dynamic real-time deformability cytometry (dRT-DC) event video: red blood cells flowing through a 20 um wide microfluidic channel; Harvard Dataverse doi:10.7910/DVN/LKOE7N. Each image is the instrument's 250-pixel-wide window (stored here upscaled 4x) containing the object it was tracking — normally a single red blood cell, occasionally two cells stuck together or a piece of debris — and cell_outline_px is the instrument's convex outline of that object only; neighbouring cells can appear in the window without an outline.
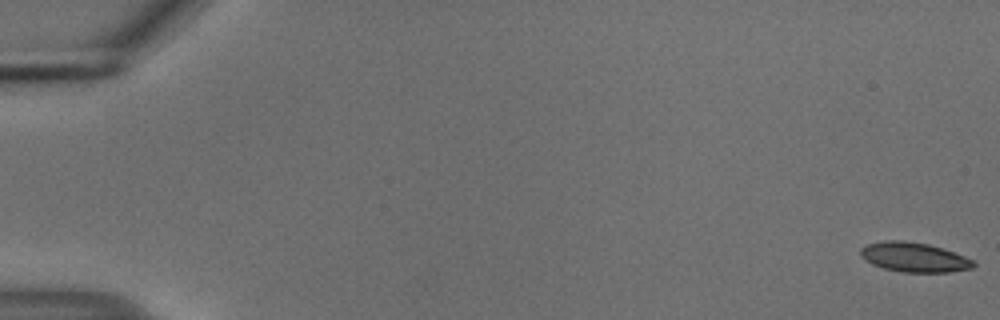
{"species": "common noctule bat (a hibernating species)", "species_latin": "Nyctalus noctula", "temperature_condition": "cold", "stored_images_in_passage": 55, "camera_frame_rate_fps": 3000, "um_per_image_px": 0.085, "animal": {"sex": "male", "body_mass_g": 18.8}, "frame": {"image": 1, "passage_image": 1, "time_ms": 0.0, "image_size_px": [1000, 320], "cell_outline_px": [[976, 264], [972, 268], [948, 272], [900, 272], [884, 268], [872, 264], [864, 260], [860, 256], [860, 248], [868, 244], [884, 240], [904, 240], [928, 244], [976, 260]], "centroid_in_image_um": [77.68, 21.86], "position_along_channel_um": 7.3, "area_um2": 19.48}}
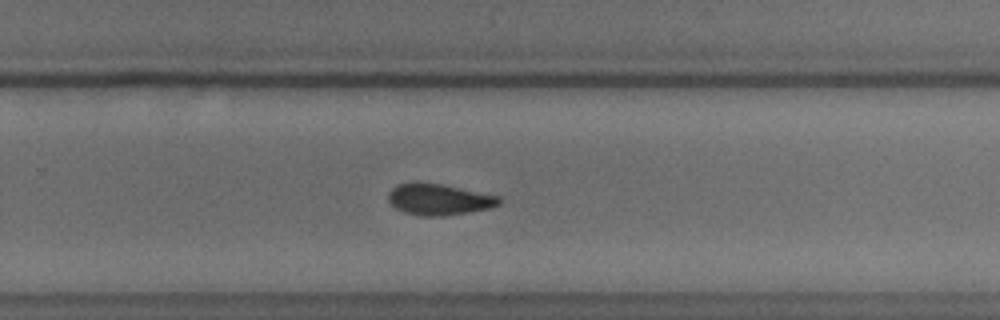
{"frame": {"image": 2, "passage_image": 37, "time_ms": 12.0, "image_size_px": [1000, 320], "cell_outline_px": [[500, 204], [492, 208], [468, 212], [440, 216], [420, 216], [404, 212], [396, 208], [388, 200], [388, 192], [396, 184], [412, 180], [420, 180], [444, 184], [500, 196]], "centroid_in_image_um": [37.27, 16.91], "position_along_channel_um": 292.5, "area_um2": 20.75}}
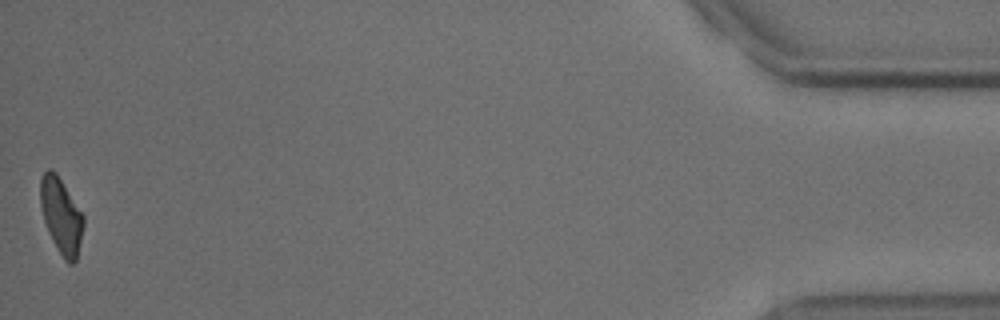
{"frame": {"image": 3, "passage_image": 55, "time_ms": 18.0, "image_size_px": [1000, 320], "cell_outline_px": [[84, 224], [76, 260], [72, 264], [68, 264], [64, 260], [52, 240], [48, 232], [44, 220], [40, 204], [40, 180], [44, 172], [48, 168], [52, 168], [56, 172], [84, 216]], "centroid_in_image_um": [5.19, 18.33], "position_along_channel_um": 430.0, "area_um2": 18.9}, "authors_computed_cell_mechanics": {"area_um2": 20.0566, "velocity_mm_per_s": 3.7316, "shape_relaxation_time_tau1_ms": 4.3577, "shape_relaxation_time_tau2_ms": 4.3451, "deformation_change_tau1": 0.1444, "deformation_change_tau2": 0.1055}}